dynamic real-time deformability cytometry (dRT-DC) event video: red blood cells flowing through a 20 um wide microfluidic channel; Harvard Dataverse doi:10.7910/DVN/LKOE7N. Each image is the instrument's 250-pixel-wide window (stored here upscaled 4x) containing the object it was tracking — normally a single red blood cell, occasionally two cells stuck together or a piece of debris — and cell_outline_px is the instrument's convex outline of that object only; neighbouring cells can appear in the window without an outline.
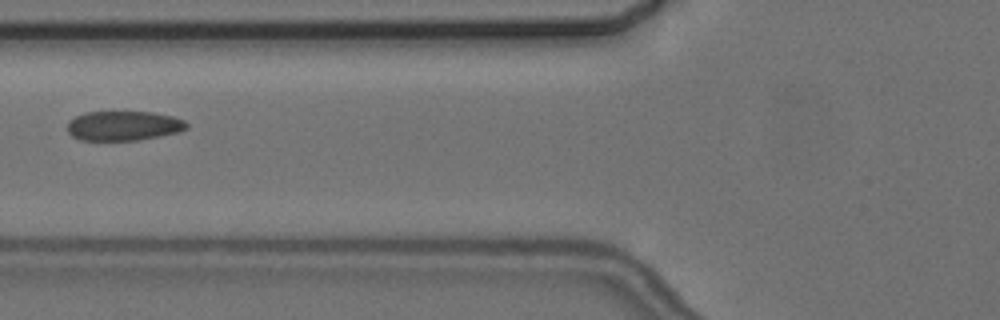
{"species": "common noctule bat (a hibernating species)", "species_latin": "Nyctalus noctula", "temperature_condition": "cold", "stored_images_in_passage": 3, "camera_frame_rate_fps": 3000, "um_per_image_px": 0.085, "animal": {"sex": "female", "body_mass_g": 24.6, "forearm_length_mm": 56.2}, "frame": {"image": 1, "passage_image": 3, "time_ms": 3.0, "image_size_px": [1000, 320], "cell_outline_px": [[188, 128], [180, 132], [160, 136], [136, 140], [80, 140], [72, 136], [68, 132], [68, 120], [84, 112], [152, 112], [172, 116], [184, 120], [188, 124]], "centroid_in_image_um": [10.51, 10.69], "position_along_channel_um": 115.3, "area_um2": 20.63}}